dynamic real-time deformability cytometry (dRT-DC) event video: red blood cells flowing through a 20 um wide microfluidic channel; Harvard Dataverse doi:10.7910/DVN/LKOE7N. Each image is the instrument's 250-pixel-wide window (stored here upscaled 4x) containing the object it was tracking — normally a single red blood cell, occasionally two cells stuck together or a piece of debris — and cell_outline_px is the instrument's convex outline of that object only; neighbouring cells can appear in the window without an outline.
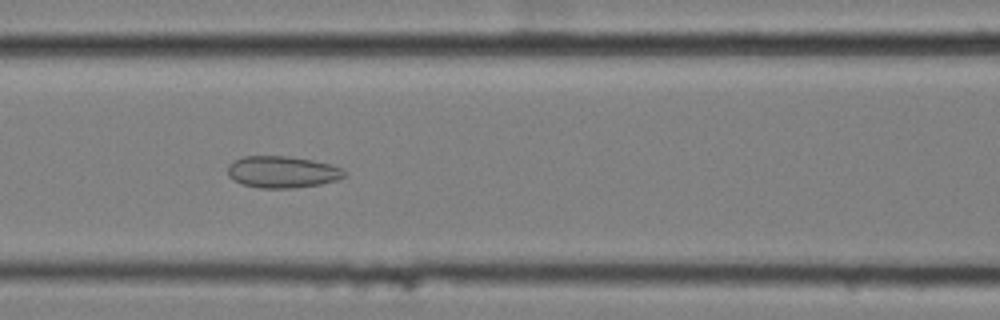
{"species": "common noctule bat (a hibernating species)", "species_latin": "Nyctalus noctula", "temperature_condition": "cold", "stored_images_in_passage": 8, "camera_frame_rate_fps": 3000, "um_per_image_px": 0.085, "animal": {"sex": "female", "body_mass_g": 25.1}, "frame": {"image": 1, "passage_image": 7, "time_ms": 2.0, "image_size_px": [1000, 320], "cell_outline_px": [[348, 176], [336, 180], [320, 184], [292, 188], [260, 188], [240, 184], [228, 176], [228, 164], [244, 156], [288, 156], [312, 160], [332, 164], [344, 168], [348, 172]], "centroid_in_image_um": [24.04, 14.62], "position_along_channel_um": 142.6, "area_um2": 21.85}}
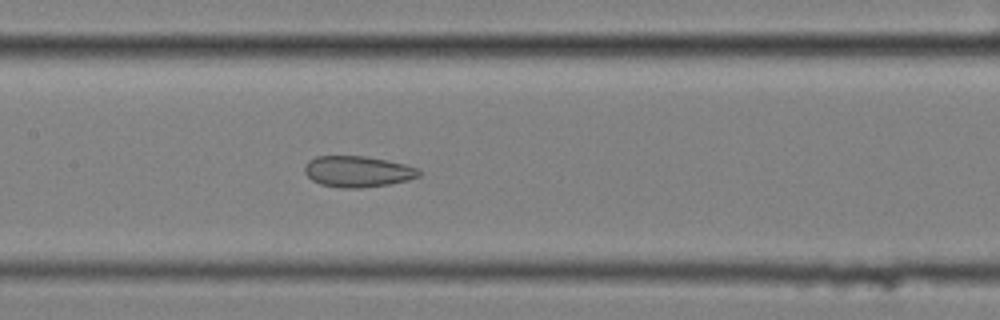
{"frame": {"image": 2, "passage_image": 8, "time_ms": 2.333, "image_size_px": [1000, 320], "cell_outline_px": [[420, 176], [408, 180], [388, 184], [360, 188], [344, 188], [320, 184], [312, 180], [304, 172], [304, 168], [308, 160], [316, 156], [364, 156], [404, 164], [416, 168], [420, 172]], "centroid_in_image_um": [30.37, 14.58], "position_along_channel_um": 177.0, "area_um2": 20.52}}